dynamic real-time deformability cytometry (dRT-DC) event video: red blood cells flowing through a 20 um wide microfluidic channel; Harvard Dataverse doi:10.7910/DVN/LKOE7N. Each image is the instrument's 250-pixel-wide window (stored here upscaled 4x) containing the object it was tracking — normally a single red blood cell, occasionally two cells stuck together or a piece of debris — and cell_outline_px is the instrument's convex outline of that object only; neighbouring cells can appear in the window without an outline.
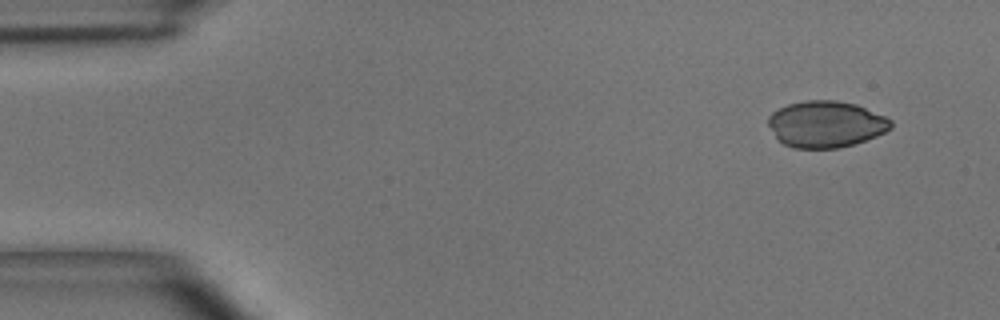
{"species": "common noctule bat (a hibernating species)", "species_latin": "Nyctalus noctula", "temperature_condition": "room temperature", "stored_images_in_passage": 47, "camera_frame_rate_fps": 3000, "um_per_image_px": 0.085, "animal": {"sex": "male", "body_mass_g": 15.6}, "frame": {"image": 1, "passage_image": 1, "time_ms": 0.0, "image_size_px": [1000, 320], "cell_outline_px": [[892, 128], [876, 136], [852, 144], [836, 148], [792, 148], [784, 144], [776, 136], [768, 124], [768, 116], [772, 112], [788, 104], [804, 100], [836, 100], [856, 104], [884, 116], [892, 120]], "centroid_in_image_um": [70.19, 10.54], "position_along_channel_um": 14.8, "area_um2": 33.0}}